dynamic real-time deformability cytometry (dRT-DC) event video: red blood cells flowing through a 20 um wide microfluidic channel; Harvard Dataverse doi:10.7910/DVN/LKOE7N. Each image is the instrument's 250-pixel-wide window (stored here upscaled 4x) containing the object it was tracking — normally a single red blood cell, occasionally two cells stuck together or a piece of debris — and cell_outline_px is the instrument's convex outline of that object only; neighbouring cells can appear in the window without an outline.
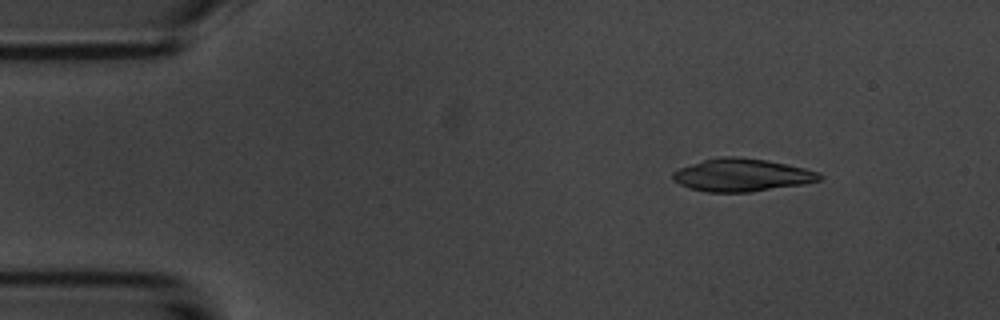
{"species": "common noctule bat (a hibernating species)", "species_latin": "Nyctalus noctula", "temperature_condition": "room temperature", "stored_images_in_passage": 5, "camera_frame_rate_fps": 3000, "um_per_image_px": 0.085, "animal": {"sex": "male", "body_mass_g": 20.1, "forearm_length_mm": 53.5}, "frame": {"image": 1, "passage_image": 2, "time_ms": 2.0, "image_size_px": [1000, 320], "cell_outline_px": [[824, 176], [820, 180], [804, 184], [752, 192], [708, 192], [688, 188], [672, 180], [672, 172], [680, 168], [704, 160], [724, 156], [736, 156], [764, 160], [788, 164], [820, 172]], "centroid_in_image_um": [63.08, 14.89], "position_along_channel_um": 21.9, "area_um2": 28.03}}